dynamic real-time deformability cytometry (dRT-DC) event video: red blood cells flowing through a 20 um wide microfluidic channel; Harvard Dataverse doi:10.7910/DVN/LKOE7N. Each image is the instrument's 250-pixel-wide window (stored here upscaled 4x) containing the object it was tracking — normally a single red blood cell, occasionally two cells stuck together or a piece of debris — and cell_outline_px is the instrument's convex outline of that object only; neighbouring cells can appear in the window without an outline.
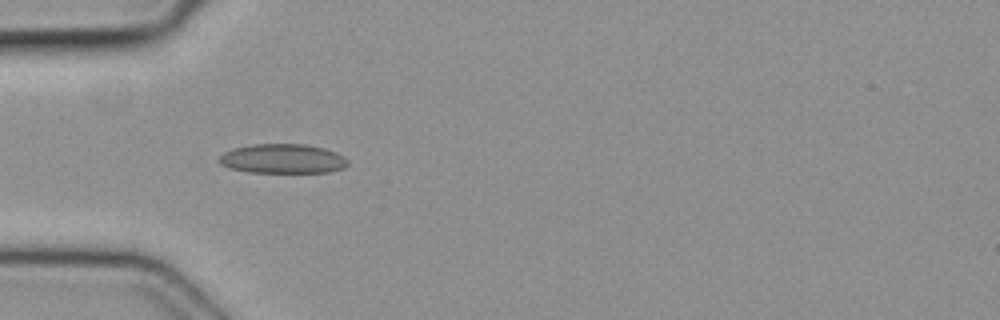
{"species": "common noctule bat (a hibernating species)", "species_latin": "Nyctalus noctula", "temperature_condition": "cold", "stored_images_in_passage": 4, "camera_frame_rate_fps": 3000, "um_per_image_px": 0.085, "animal": {"sex": "female", "body_mass_g": 19.3, "forearm_length_mm": 54.1}, "frame": {"image": 1, "passage_image": 3, "time_ms": 0.667, "image_size_px": [1000, 320], "cell_outline_px": [[348, 164], [344, 168], [328, 172], [248, 172], [232, 168], [220, 164], [216, 160], [224, 152], [232, 148], [252, 144], [304, 144], [324, 148], [336, 152], [344, 156], [348, 160]], "centroid_in_image_um": [24.02, 13.48], "position_along_channel_um": 61.0, "area_um2": 22.14}}
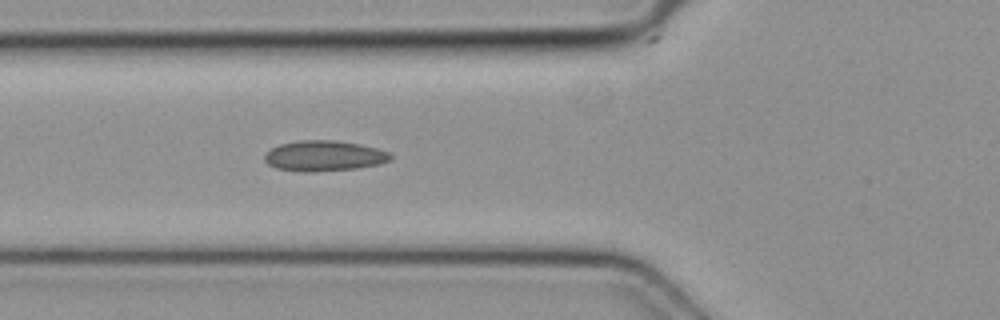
{"frame": {"image": 2, "passage_image": 4, "time_ms": 1.0, "image_size_px": [1000, 320], "cell_outline_px": [[392, 160], [380, 164], [356, 168], [316, 172], [300, 172], [276, 168], [268, 164], [264, 160], [264, 156], [272, 148], [280, 144], [300, 140], [336, 140], [360, 144], [392, 152]], "centroid_in_image_um": [27.58, 13.25], "position_along_channel_um": 98.2, "area_um2": 22.6}}